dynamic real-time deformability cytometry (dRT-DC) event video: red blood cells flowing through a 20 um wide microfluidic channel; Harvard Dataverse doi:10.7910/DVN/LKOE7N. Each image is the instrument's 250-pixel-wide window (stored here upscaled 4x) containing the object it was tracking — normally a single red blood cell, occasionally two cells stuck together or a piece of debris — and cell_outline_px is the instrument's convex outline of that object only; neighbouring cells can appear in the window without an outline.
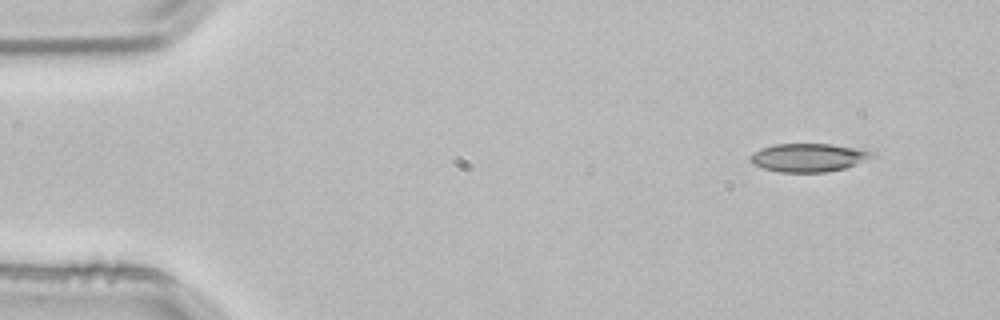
{"species": "common noctule bat (a hibernating species)", "species_latin": "Nyctalus noctula", "temperature_condition": "room temperature", "stored_images_in_passage": 4, "segment_of_instrument_passage": [1, 2], "camera_frame_rate_fps": 3000, "um_per_image_px": 0.085, "animal": {"sex": "male", "body_mass_g": 21.5, "forearm_length_mm": 52.0}, "frame": {"image": 1, "passage_image": 1, "time_ms": 0.0, "image_size_px": [1000, 320], "cell_outline_px": [[876, 156], [844, 168], [824, 172], [780, 172], [764, 168], [752, 164], [748, 160], [752, 152], [760, 148], [772, 144], [832, 144], [872, 148], [876, 152]], "centroid_in_image_um": [68.78, 13.36], "position_along_channel_um": 16.2, "area_um2": 20.63}}
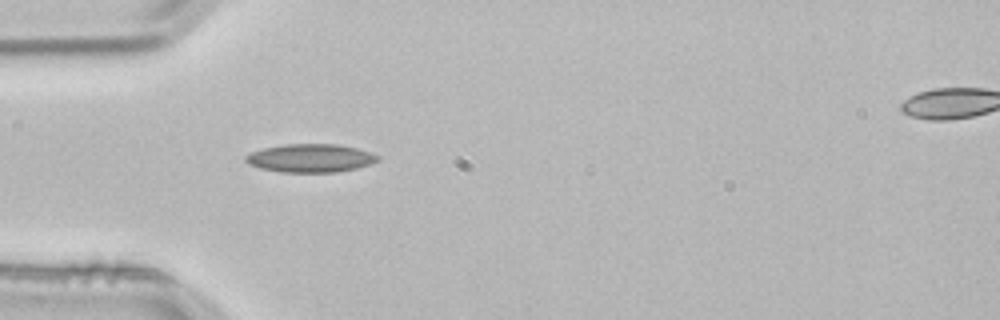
{"frame": {"image": 2, "passage_image": 3, "time_ms": 0.667, "image_size_px": [1000, 320], "cell_outline_px": [[380, 160], [356, 168], [336, 172], [280, 172], [260, 168], [248, 164], [244, 160], [244, 156], [248, 152], [264, 148], [284, 144], [336, 144], [356, 148], [380, 156]], "centroid_in_image_um": [26.33, 13.44], "position_along_channel_um": 58.7, "area_um2": 21.79}}